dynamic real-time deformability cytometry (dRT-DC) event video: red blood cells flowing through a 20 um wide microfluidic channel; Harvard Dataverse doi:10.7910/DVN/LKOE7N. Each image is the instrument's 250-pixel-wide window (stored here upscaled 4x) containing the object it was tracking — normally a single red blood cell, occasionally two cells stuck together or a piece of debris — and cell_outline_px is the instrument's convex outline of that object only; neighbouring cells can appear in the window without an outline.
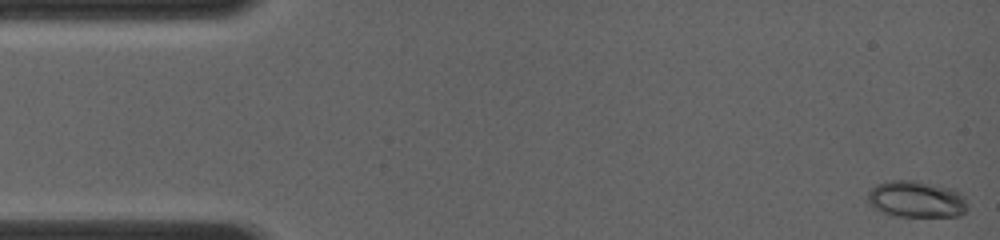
{"species": "common noctule bat (a hibernating species)", "species_latin": "Nyctalus noctula", "temperature_condition": "room temperature", "stored_images_in_passage": 39, "camera_frame_rate_fps": 4000, "um_per_image_px": 0.085, "animal": {"sex": "female", "body_mass_g": 19.0, "forearm_length_mm": 56.7}, "frame": {"image": 1, "passage_image": 1, "time_ms": 0.0, "image_size_px": [1000, 240], "cell_outline_px": [[968, 208], [960, 216], [892, 216], [868, 204], [868, 192], [876, 184], [892, 180], [920, 180], [952, 188], [960, 192], [964, 196]], "centroid_in_image_um": [77.91, 16.92], "position_along_channel_um": 7.1, "area_um2": 21.5}}
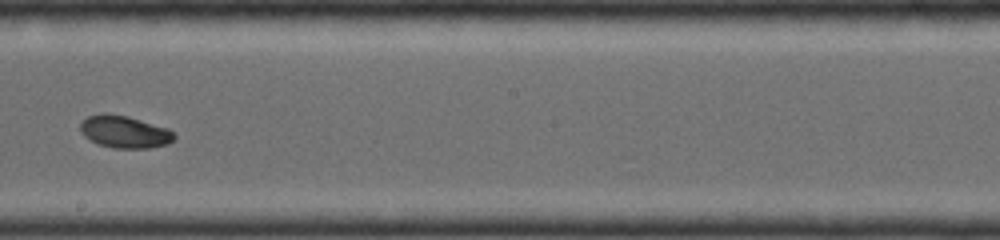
{"frame": {"image": 2, "passage_image": 21, "time_ms": 8.0, "image_size_px": [1000, 240], "cell_outline_px": [[176, 136], [168, 144], [148, 148], [112, 148], [96, 144], [88, 140], [80, 132], [80, 124], [88, 116], [100, 112], [104, 112], [128, 116], [168, 128]], "centroid_in_image_um": [10.54, 11.2], "position_along_channel_um": 237.7, "area_um2": 17.92}}
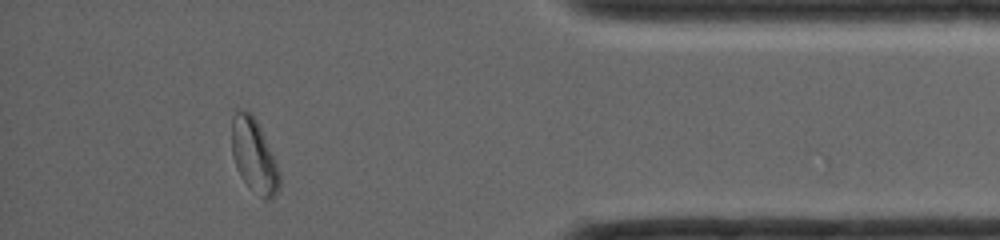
{"frame": {"image": 3, "passage_image": 33, "time_ms": 12.5, "image_size_px": [1000, 240], "cell_outline_px": [[280, 184], [272, 200], [264, 200], [240, 176], [232, 156], [232, 116], [236, 112], [248, 112], [256, 120], [260, 128], [280, 172]], "centroid_in_image_um": [21.59, 13.29], "position_along_channel_um": 413.6, "area_um2": 19.88}}